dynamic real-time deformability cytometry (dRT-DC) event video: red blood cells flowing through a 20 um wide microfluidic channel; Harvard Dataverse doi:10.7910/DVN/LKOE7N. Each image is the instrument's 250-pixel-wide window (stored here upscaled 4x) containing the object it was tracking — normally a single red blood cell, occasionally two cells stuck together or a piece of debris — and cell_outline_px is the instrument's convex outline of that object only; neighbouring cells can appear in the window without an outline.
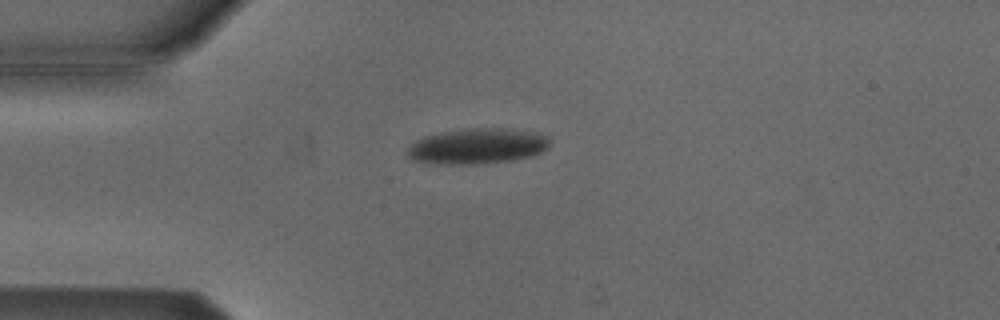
{"species": "Egyptian fruit bat (a non-hibernating species)", "species_latin": "Rousettus aegyptiacus", "temperature_condition": "cold", "stored_images_in_passage": 39, "camera_frame_rate_fps": 3000, "um_per_image_px": 0.085, "animal": {"sex": "male"}, "frame": {"image": 1, "passage_image": 3, "time_ms": 0.667, "image_size_px": [1000, 320], "cell_outline_px": [[548, 148], [540, 152], [528, 156], [512, 160], [476, 164], [436, 164], [412, 160], [408, 156], [408, 148], [416, 140], [424, 136], [440, 132], [464, 128], [504, 128], [536, 132], [548, 136]], "centroid_in_image_um": [40.55, 12.41], "position_along_channel_um": 44.5, "area_um2": 29.48}}
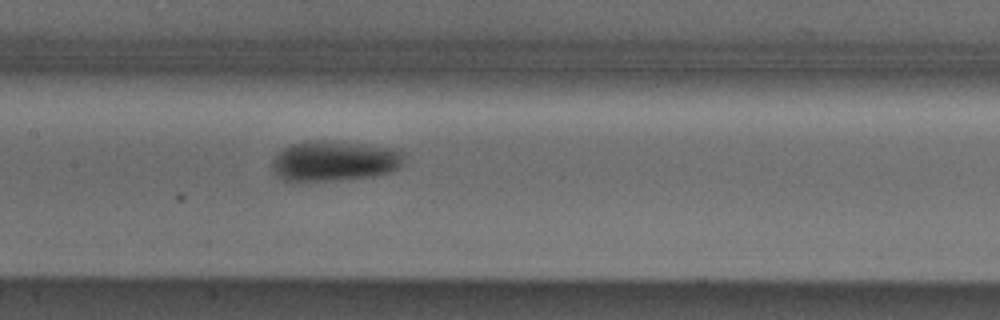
{"frame": {"image": 2, "passage_image": 15, "time_ms": 4.667, "image_size_px": [1000, 320], "cell_outline_px": [[404, 152], [400, 168], [392, 172], [376, 176], [340, 180], [284, 180], [276, 176], [272, 172], [272, 160], [280, 148], [292, 144], [312, 140], [324, 140], [364, 144], [396, 148]], "centroid_in_image_um": [28.42, 13.67], "position_along_channel_um": 179.0, "area_um2": 31.33}}
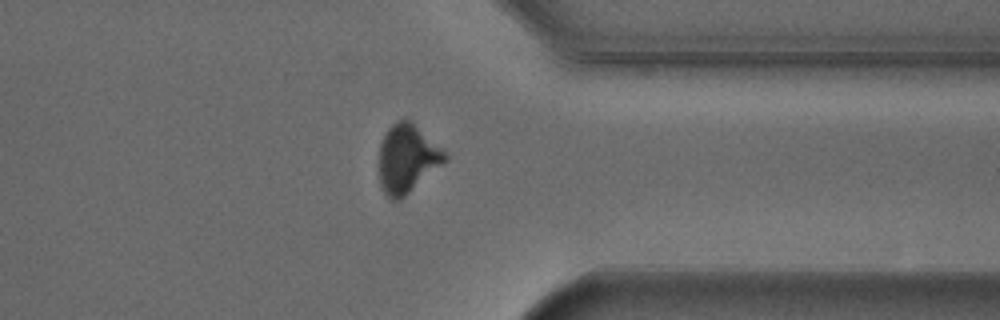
{"frame": {"image": 3, "passage_image": 31, "time_ms": 10.0, "image_size_px": [1000, 320], "cell_outline_px": [[448, 160], [400, 200], [392, 200], [384, 192], [380, 184], [380, 144], [388, 128], [396, 120], [408, 116], [448, 156]], "centroid_in_image_um": [34.61, 13.45], "position_along_channel_um": 376.8, "area_um2": 26.18}, "authors_computed_cell_mechanics": {"area_um2": 29.4202, "velocity_mm_per_s": 3.8244, "shape_relaxation_time_tau1_ms": 3.1946, "shape_relaxation_time_tau2_ms": null, "deformation_change_tau1": 0.1117, "deformation_change_tau2": null}}